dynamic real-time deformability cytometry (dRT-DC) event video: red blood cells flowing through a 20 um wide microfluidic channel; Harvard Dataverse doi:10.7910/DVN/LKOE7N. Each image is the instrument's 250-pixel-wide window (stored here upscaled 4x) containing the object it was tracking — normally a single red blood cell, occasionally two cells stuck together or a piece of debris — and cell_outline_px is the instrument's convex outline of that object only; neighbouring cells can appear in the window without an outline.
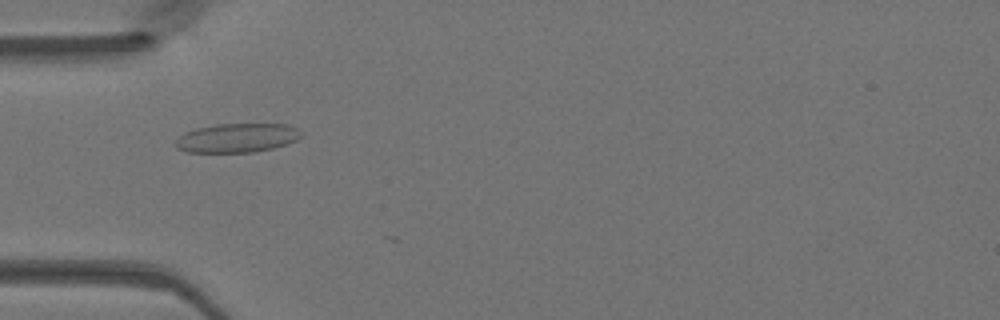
{"species": "Egyptian fruit bat (a non-hibernating species)", "species_latin": "Rousettus aegyptiacus", "temperature_condition": "warm", "stored_images_in_passage": 9, "camera_frame_rate_fps": 3000, "um_per_image_px": 0.085, "animal": {"sex": "female"}, "frame": {"image": 1, "passage_image": 3, "time_ms": 0.667, "image_size_px": [1000, 320], "cell_outline_px": [[304, 132], [296, 140], [272, 148], [252, 152], [188, 152], [176, 148], [176, 140], [184, 132], [196, 128], [216, 124], [288, 124]], "centroid_in_image_um": [20.14, 11.71], "position_along_channel_um": 64.9, "area_um2": 21.15}}
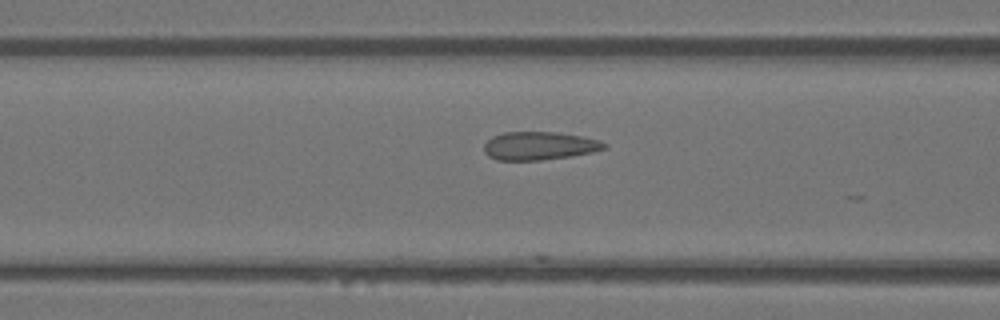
{"frame": {"image": 2, "passage_image": 7, "time_ms": 2.0, "image_size_px": [1000, 320], "cell_outline_px": [[608, 148], [592, 152], [568, 156], [540, 160], [496, 160], [488, 156], [484, 152], [484, 144], [492, 136], [504, 132], [556, 132], [580, 136], [600, 140], [608, 144]], "centroid_in_image_um": [45.83, 12.39], "position_along_channel_um": 120.8, "area_um2": 19.77}}